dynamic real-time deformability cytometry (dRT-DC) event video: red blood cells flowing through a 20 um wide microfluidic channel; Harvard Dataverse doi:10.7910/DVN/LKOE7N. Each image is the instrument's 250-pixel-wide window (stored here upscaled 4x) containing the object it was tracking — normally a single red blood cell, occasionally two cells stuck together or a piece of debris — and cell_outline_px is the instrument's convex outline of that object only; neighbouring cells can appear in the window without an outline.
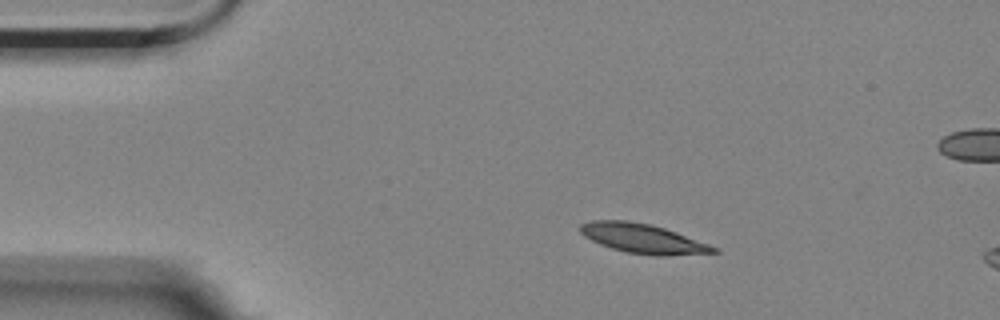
{"species": "Egyptian fruit bat (a non-hibernating species)", "species_latin": "Rousettus aegyptiacus", "temperature_condition": "room temperature", "stored_images_in_passage": 7, "camera_frame_rate_fps": 3000, "um_per_image_px": 0.085, "animal": {"sex": "female"}, "frame": {"image": 1, "passage_image": 2, "time_ms": 1.0, "image_size_px": [1000, 320], "cell_outline_px": [[720, 252], [668, 256], [656, 256], [624, 252], [600, 244], [584, 236], [580, 232], [580, 224], [592, 220], [628, 220], [648, 224], [664, 228], [676, 232], [720, 248]], "centroid_in_image_um": [54.67, 20.29], "position_along_channel_um": 30.3, "area_um2": 22.95}}
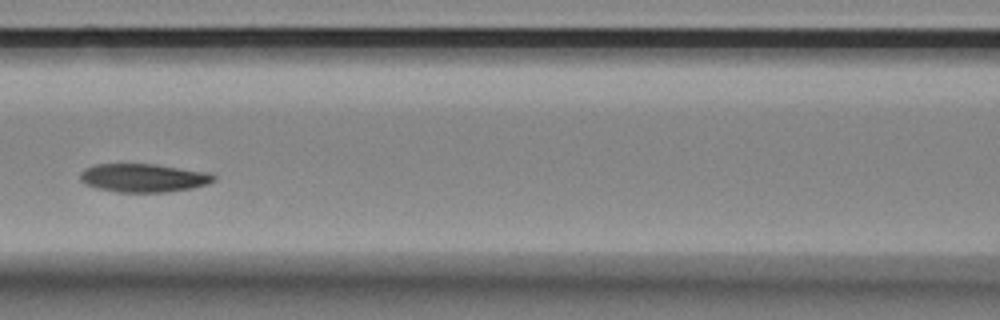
{"frame": {"image": 2, "passage_image": 6, "time_ms": 6.0, "image_size_px": [1000, 320], "cell_outline_px": [[216, 180], [208, 184], [192, 188], [168, 192], [116, 192], [96, 188], [84, 184], [80, 180], [80, 172], [84, 168], [96, 164], [156, 164], [212, 172], [216, 176]], "centroid_in_image_um": [12.22, 15.11], "position_along_channel_um": 154.4, "area_um2": 22.54}}
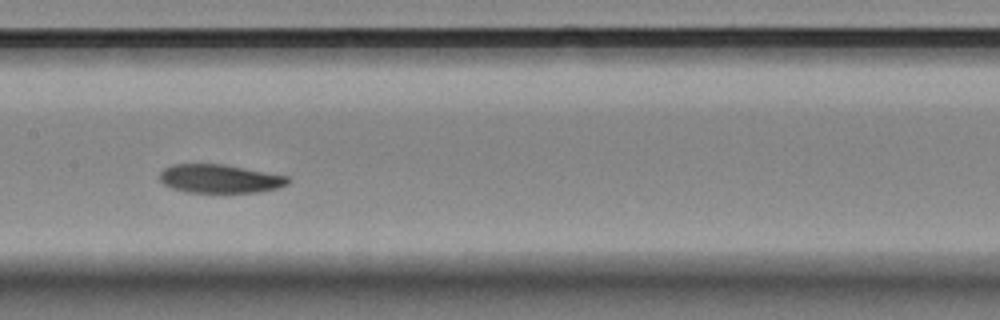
{"frame": {"image": 3, "passage_image": 7, "time_ms": 7.0, "image_size_px": [1000, 320], "cell_outline_px": [[292, 180], [288, 184], [280, 188], [256, 192], [184, 192], [172, 188], [164, 184], [160, 180], [160, 172], [164, 168], [172, 164], [224, 164], [288, 176]], "centroid_in_image_um": [18.7, 15.19], "position_along_channel_um": 188.7, "area_um2": 21.44}}